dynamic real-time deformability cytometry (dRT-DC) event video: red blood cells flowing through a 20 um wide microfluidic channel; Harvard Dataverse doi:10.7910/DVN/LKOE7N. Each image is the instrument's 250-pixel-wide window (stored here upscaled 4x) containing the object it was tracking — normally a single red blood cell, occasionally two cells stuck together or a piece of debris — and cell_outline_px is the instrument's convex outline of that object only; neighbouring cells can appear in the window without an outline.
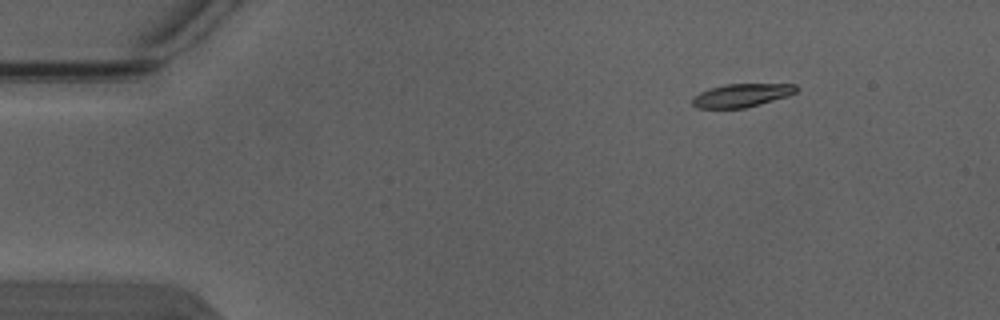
{"species": "Egyptian fruit bat (a non-hibernating species)", "species_latin": "Rousettus aegyptiacus", "temperature_condition": "warm", "stored_images_in_passage": 4, "camera_frame_rate_fps": 3000, "um_per_image_px": 0.085, "animal": {"sex": "male"}, "frame": {"image": 1, "passage_image": 2, "time_ms": 0.333, "image_size_px": [1000, 320], "cell_outline_px": [[800, 88], [796, 92], [788, 96], [760, 104], [744, 108], [696, 108], [692, 104], [692, 96], [700, 92], [724, 84], [796, 84]], "centroid_in_image_um": [63.05, 8.1], "position_along_channel_um": 22.0, "area_um2": 14.16}}